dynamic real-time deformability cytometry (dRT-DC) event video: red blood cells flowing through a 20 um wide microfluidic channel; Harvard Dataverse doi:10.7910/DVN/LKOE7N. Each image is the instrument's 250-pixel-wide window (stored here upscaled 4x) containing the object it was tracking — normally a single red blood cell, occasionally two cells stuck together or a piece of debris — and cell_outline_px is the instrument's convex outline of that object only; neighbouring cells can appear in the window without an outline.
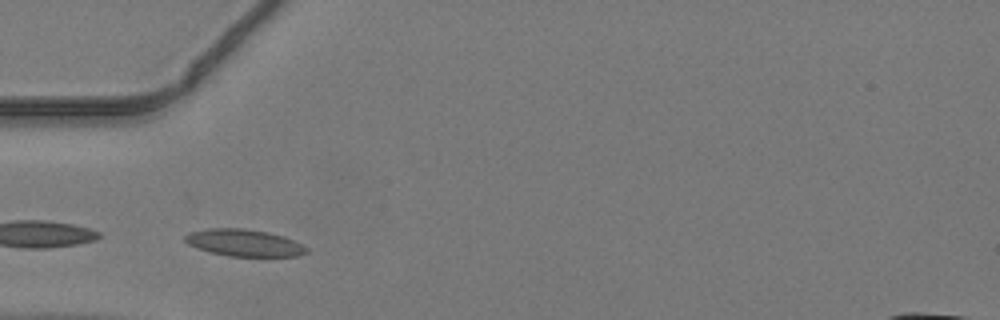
{"species": "common noctule bat (a hibernating species)", "species_latin": "Nyctalus noctula", "temperature_condition": "warm", "stored_images_in_passage": 21, "camera_frame_rate_fps": 3000, "um_per_image_px": 0.085, "animal": {"sex": "male", "body_mass_g": 19.2, "forearm_length_mm": 51.8}, "frame": {"image": 1, "passage_image": 6, "time_ms": 1.667, "image_size_px": [1000, 320], "cell_outline_px": [[308, 252], [300, 256], [228, 256], [196, 248], [188, 244], [184, 240], [184, 236], [188, 232], [208, 228], [244, 228], [268, 232], [284, 236], [308, 248]], "centroid_in_image_um": [20.73, 20.63], "position_along_channel_um": 64.3, "area_um2": 19.13}}
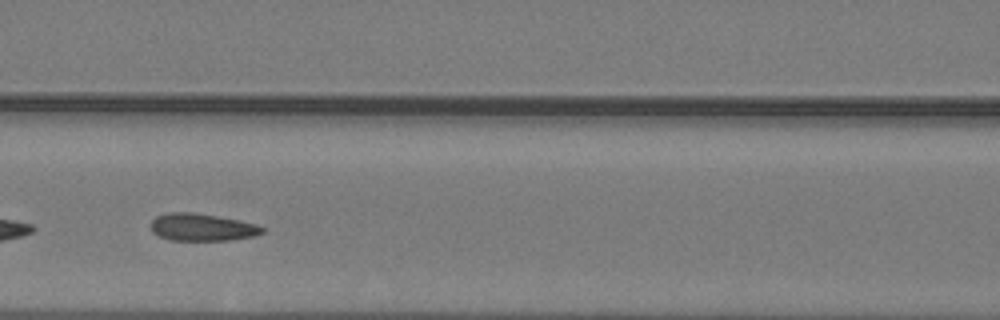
{"frame": {"image": 2, "passage_image": 12, "time_ms": 3.667, "image_size_px": [1000, 320], "cell_outline_px": [[264, 232], [252, 236], [228, 240], [168, 240], [152, 232], [152, 220], [156, 216], [168, 212], [192, 212], [240, 220], [256, 224], [264, 228]], "centroid_in_image_um": [17.15, 19.31], "position_along_channel_um": 149.4, "area_um2": 17.63}}
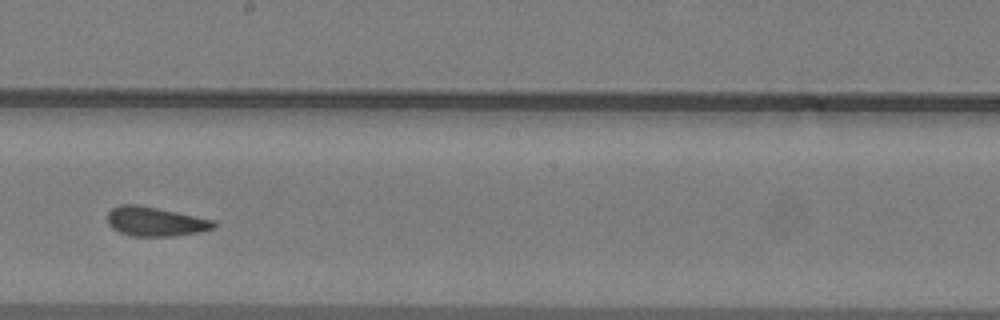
{"frame": {"image": 3, "passage_image": 18, "time_ms": 5.667, "image_size_px": [1000, 320], "cell_outline_px": [[216, 228], [200, 232], [172, 236], [132, 236], [120, 232], [112, 228], [108, 224], [108, 212], [112, 208], [120, 204], [136, 204], [176, 212], [212, 220], [216, 224]], "centroid_in_image_um": [13.18, 18.83], "position_along_channel_um": 235.0, "area_um2": 17.98}}